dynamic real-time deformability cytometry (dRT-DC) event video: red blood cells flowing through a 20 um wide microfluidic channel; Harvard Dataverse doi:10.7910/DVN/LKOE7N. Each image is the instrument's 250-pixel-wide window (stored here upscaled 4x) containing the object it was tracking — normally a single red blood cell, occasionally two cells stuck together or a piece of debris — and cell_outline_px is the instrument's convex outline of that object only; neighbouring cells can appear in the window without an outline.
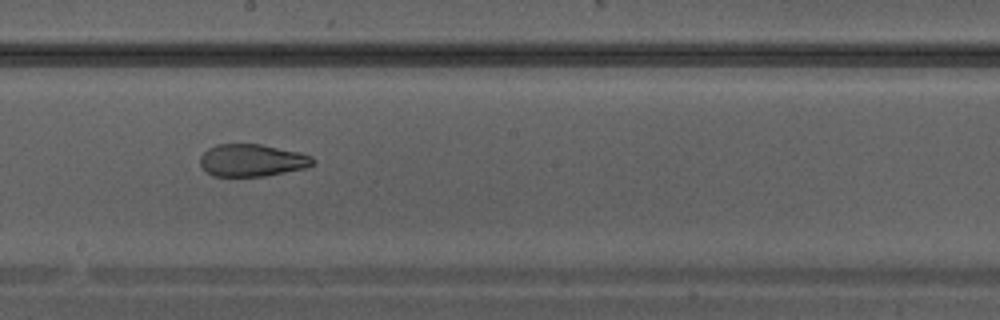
{"species": "Egyptian fruit bat (a non-hibernating species)", "species_latin": "Rousettus aegyptiacus", "temperature_condition": "warm", "stored_images_in_passage": 27, "camera_frame_rate_fps": 3000, "um_per_image_px": 0.085, "animal": {"sex": "male"}, "frame": {"image": 1, "passage_image": 12, "time_ms": 3.667, "image_size_px": [1000, 320], "cell_outline_px": [[316, 164], [308, 168], [264, 176], [212, 176], [200, 164], [200, 156], [208, 148], [216, 144], [260, 144], [300, 152], [312, 156], [316, 160]], "centroid_in_image_um": [21.47, 13.62], "position_along_channel_um": 226.7, "area_um2": 21.44}}